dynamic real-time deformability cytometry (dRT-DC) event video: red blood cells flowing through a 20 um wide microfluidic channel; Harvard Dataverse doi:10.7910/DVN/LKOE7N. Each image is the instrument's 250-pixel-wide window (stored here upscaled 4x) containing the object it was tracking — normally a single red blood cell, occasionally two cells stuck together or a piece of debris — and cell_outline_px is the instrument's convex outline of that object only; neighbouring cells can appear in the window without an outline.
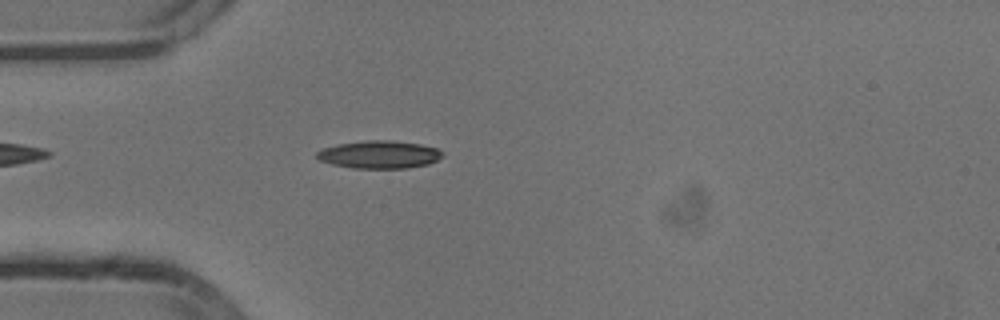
{"species": "common noctule bat (a hibernating species)", "species_latin": "Nyctalus noctula", "temperature_condition": "cold", "stored_images_in_passage": 45, "camera_frame_rate_fps": 3000, "um_per_image_px": 0.085, "animal": {"sex": "male", "body_mass_g": 13.3}, "frame": {"image": 1, "passage_image": 6, "time_ms": 1.667, "image_size_px": [1000, 320], "cell_outline_px": [[444, 156], [428, 164], [408, 168], [352, 168], [332, 164], [320, 160], [316, 156], [316, 152], [320, 148], [336, 144], [364, 140], [392, 140], [420, 144], [436, 148], [444, 152]], "centroid_in_image_um": [32.22, 13.13], "position_along_channel_um": 52.8, "area_um2": 20.52}}
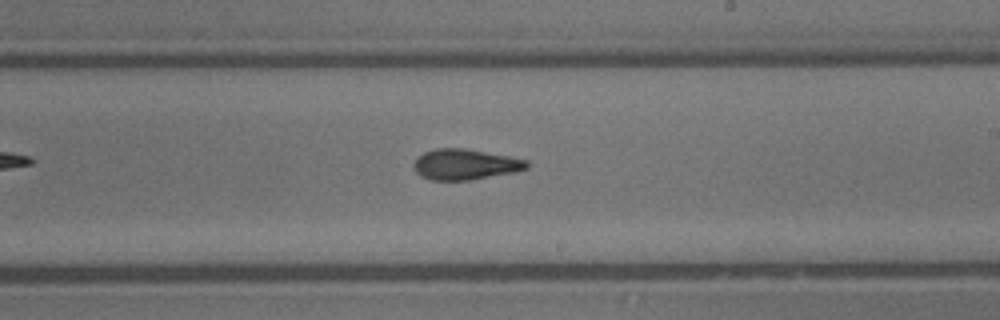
{"frame": {"image": 2, "passage_image": 22, "time_ms": 7.0, "image_size_px": [1000, 320], "cell_outline_px": [[528, 168], [516, 172], [472, 180], [428, 180], [420, 176], [416, 172], [412, 164], [424, 152], [436, 148], [464, 148], [508, 156], [528, 160]], "centroid_in_image_um": [39.54, 13.98], "position_along_channel_um": 249.5, "area_um2": 20.29}}
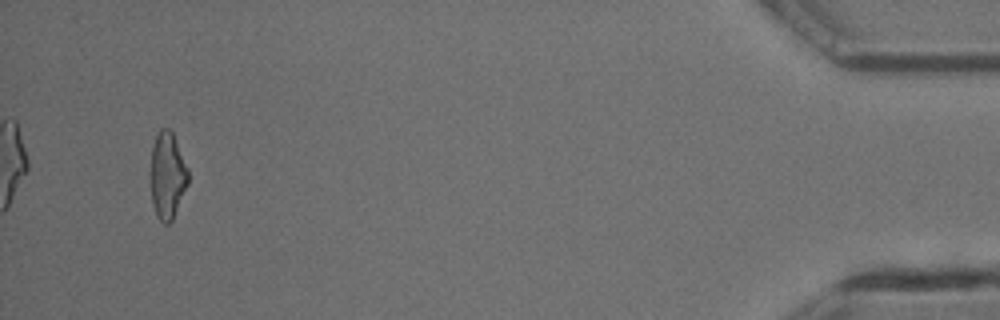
{"frame": {"image": 3, "passage_image": 42, "time_ms": 13.667, "image_size_px": [1000, 320], "cell_outline_px": [[188, 184], [172, 220], [168, 224], [164, 224], [156, 216], [152, 204], [152, 144], [160, 128], [168, 128], [172, 132], [188, 168]], "centroid_in_image_um": [14.24, 14.93], "position_along_channel_um": 421.0, "area_um2": 18.67}, "authors_computed_cell_mechanics": {"area_um2": 19.7098, "velocity_mm_per_s": 3.8247, "shape_relaxation_time_tau1_ms": 4.2863, "shape_relaxation_time_tau2_ms": 1.9937, "deformation_change_tau1": 0.1709, "deformation_change_tau2": 0.0994}}